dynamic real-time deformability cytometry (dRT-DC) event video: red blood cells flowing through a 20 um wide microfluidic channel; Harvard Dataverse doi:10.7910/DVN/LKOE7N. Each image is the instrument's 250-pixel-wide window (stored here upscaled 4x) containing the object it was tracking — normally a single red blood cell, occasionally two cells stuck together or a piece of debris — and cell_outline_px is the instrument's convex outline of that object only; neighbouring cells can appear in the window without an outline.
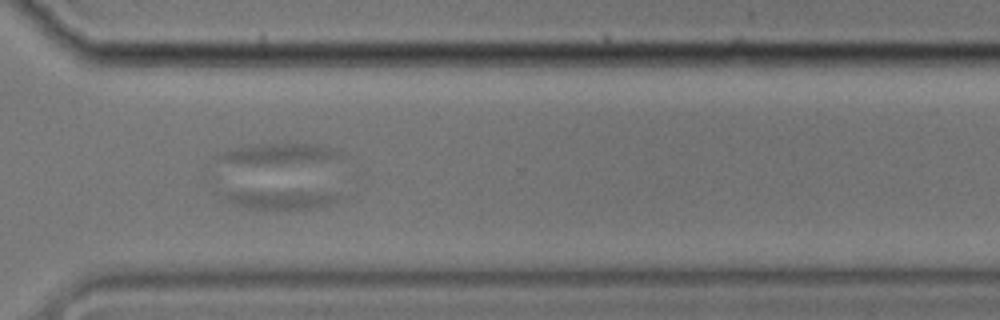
{"species": "common noctule bat (a hibernating species)", "species_latin": "Nyctalus noctula", "temperature_condition": "cold", "stored_images_in_passage": 87, "camera_frame_rate_fps": 3000, "um_per_image_px": 0.085, "animal": {"sex": "male", "body_mass_g": 17.9}, "frame": {"image": 1, "passage_image": 61, "time_ms": 20.0, "image_size_px": [1000, 320], "cell_outline_px": [[344, 196], [340, 200], [316, 208], [248, 208], [236, 204], [220, 196], [220, 188], [224, 188], [304, 192]], "centroid_in_image_um": [23.54, 16.89], "position_along_channel_um": 347.1, "area_um2": 12.95}}